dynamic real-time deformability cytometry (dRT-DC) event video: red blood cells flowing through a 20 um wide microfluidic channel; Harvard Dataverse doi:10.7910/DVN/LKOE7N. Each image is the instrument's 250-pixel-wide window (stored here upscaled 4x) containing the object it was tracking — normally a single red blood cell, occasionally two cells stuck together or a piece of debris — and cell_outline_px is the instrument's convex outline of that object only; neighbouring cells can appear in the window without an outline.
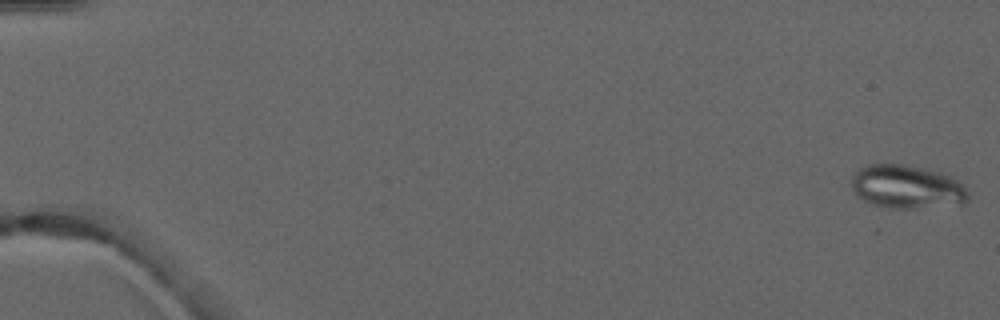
{"species": "common noctule bat (a hibernating species)", "species_latin": "Nyctalus noctula", "temperature_condition": "warm", "stored_images_in_passage": 6, "camera_frame_rate_fps": 3000, "um_per_image_px": 0.085, "animal": {"sex": "male", "forearm_length_mm": 52.5}, "frame": {"image": 1, "passage_image": 1, "time_ms": 0.0, "image_size_px": [1000, 320], "cell_outline_px": [[968, 200], [964, 204], [912, 208], [888, 208], [872, 204], [864, 200], [852, 188], [852, 176], [860, 168], [868, 164], [904, 164], [944, 172], [956, 180], [968, 192]], "centroid_in_image_um": [77.1, 15.87], "position_along_channel_um": 7.9, "area_um2": 29.48}}